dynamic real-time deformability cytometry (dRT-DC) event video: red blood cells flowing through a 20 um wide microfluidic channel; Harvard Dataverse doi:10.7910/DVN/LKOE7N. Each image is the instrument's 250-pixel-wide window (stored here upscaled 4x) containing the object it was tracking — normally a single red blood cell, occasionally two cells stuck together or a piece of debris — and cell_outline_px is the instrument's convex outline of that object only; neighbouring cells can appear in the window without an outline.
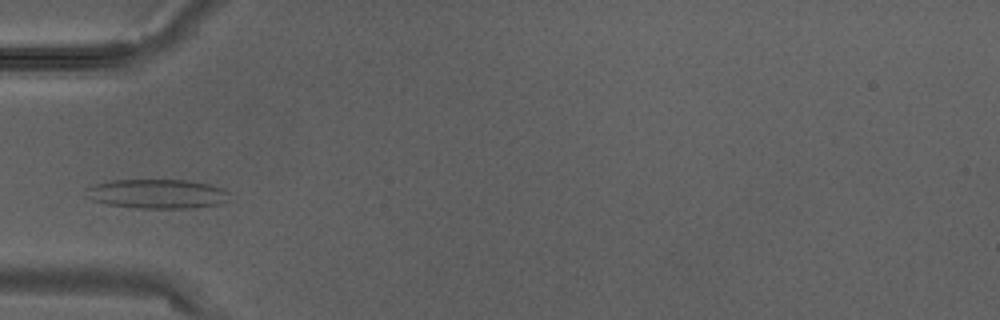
{"species": "Egyptian fruit bat (a non-hibernating species)", "species_latin": "Rousettus aegyptiacus", "temperature_condition": "warm", "stored_images_in_passage": 2, "camera_frame_rate_fps": 3000, "um_per_image_px": 0.085, "animal": {"sex": "male"}, "frame": {"image": 1, "passage_image": 2, "time_ms": 0.333, "image_size_px": [1000, 320], "cell_outline_px": [[232, 200], [220, 204], [188, 208], [136, 208], [108, 204], [92, 200], [84, 188], [92, 184], [108, 180], [188, 180], [208, 184], [224, 188], [228, 192]], "centroid_in_image_um": [13.39, 16.47], "position_along_channel_um": 71.6, "area_um2": 24.74}}